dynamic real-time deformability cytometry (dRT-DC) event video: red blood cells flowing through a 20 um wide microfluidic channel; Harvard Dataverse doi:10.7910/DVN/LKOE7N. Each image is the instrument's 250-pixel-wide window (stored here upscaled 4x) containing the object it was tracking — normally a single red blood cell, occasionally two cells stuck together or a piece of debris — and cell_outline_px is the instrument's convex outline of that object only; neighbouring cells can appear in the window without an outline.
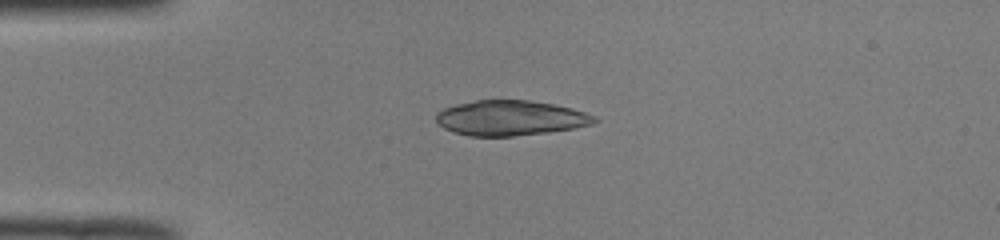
{"species": "common noctule bat (a hibernating species)", "species_latin": "Nyctalus noctula", "temperature_condition": "room temperature", "stored_images_in_passage": 44, "camera_frame_rate_fps": 3000, "um_per_image_px": 0.085, "animal": {"sex": "male", "body_mass_g": 19.0, "forearm_length_mm": 50.8}, "frame": {"image": 1, "passage_image": 12, "time_ms": 3.667, "image_size_px": [1000, 240], "cell_outline_px": [[600, 120], [592, 124], [572, 128], [548, 132], [512, 136], [468, 136], [444, 128], [436, 120], [436, 112], [444, 108], [456, 104], [476, 100], [528, 100], [556, 104], [572, 108], [596, 116]], "centroid_in_image_um": [43.4, 10.02], "position_along_channel_um": 41.6, "area_um2": 32.37}}